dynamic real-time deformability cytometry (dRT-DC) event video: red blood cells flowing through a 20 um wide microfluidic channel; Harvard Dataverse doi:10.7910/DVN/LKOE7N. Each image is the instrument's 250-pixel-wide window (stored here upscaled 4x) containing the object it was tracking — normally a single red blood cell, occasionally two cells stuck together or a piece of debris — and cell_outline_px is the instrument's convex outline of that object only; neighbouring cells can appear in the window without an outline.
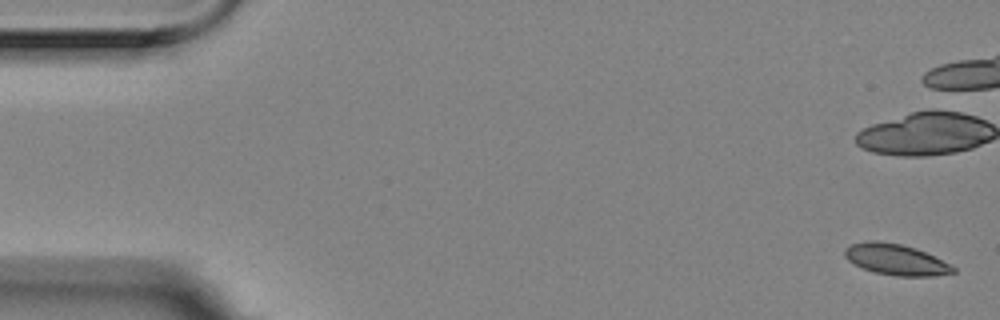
{"species": "Egyptian fruit bat (a non-hibernating species)", "species_latin": "Rousettus aegyptiacus", "temperature_condition": "room temperature", "stored_images_in_passage": 17, "camera_frame_rate_fps": 3000, "um_per_image_px": 0.085, "animal": {"sex": "female"}, "frame": {"image": 1, "passage_image": 1, "time_ms": 0.0, "image_size_px": [1000, 320], "cell_outline_px": [[956, 272], [932, 276], [896, 276], [876, 272], [864, 268], [848, 260], [844, 256], [844, 248], [852, 244], [864, 240], [876, 240], [900, 244], [916, 248], [952, 264], [956, 268]], "centroid_in_image_um": [76.16, 22.05], "position_along_channel_um": 8.8, "area_um2": 19.59}}
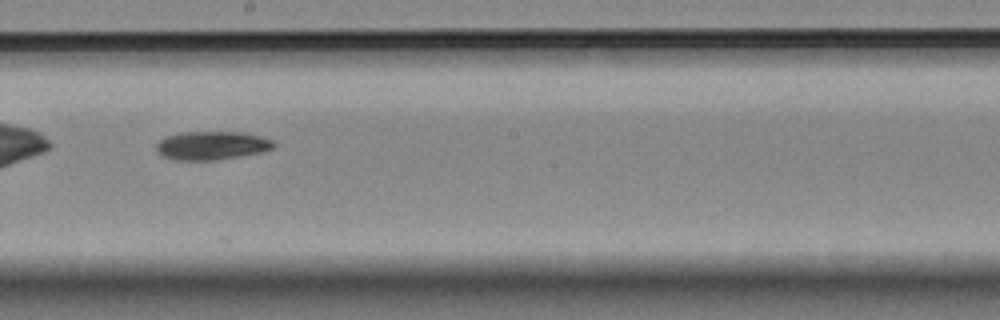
{"frame": {"image": 2, "passage_image": 11, "time_ms": 3.333, "image_size_px": [1000, 320], "cell_outline_px": [[276, 144], [272, 148], [260, 152], [212, 160], [172, 160], [160, 156], [156, 152], [156, 144], [164, 136], [180, 132], [240, 132], [272, 140]], "centroid_in_image_um": [17.88, 12.37], "position_along_channel_um": 230.3, "area_um2": 19.36}}
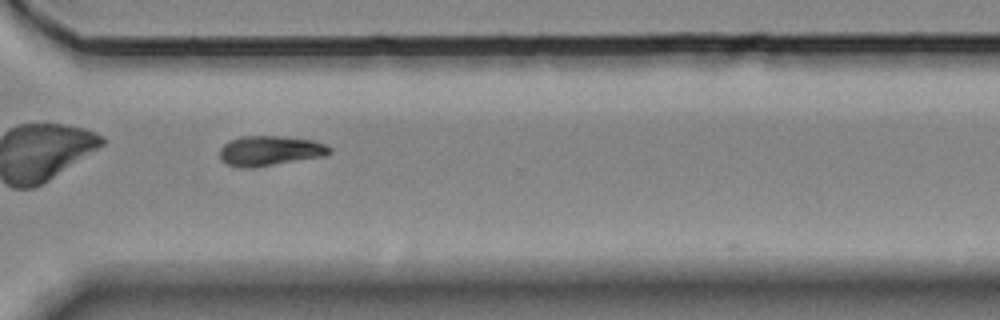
{"frame": {"image": 3, "passage_image": 14, "time_ms": 4.333, "image_size_px": [1000, 320], "cell_outline_px": [[332, 152], [324, 156], [252, 168], [240, 168], [228, 164], [220, 160], [220, 148], [228, 140], [240, 136], [280, 136], [312, 140], [324, 144], [332, 148]], "centroid_in_image_um": [22.91, 12.81], "position_along_channel_um": 347.7, "area_um2": 19.25}}